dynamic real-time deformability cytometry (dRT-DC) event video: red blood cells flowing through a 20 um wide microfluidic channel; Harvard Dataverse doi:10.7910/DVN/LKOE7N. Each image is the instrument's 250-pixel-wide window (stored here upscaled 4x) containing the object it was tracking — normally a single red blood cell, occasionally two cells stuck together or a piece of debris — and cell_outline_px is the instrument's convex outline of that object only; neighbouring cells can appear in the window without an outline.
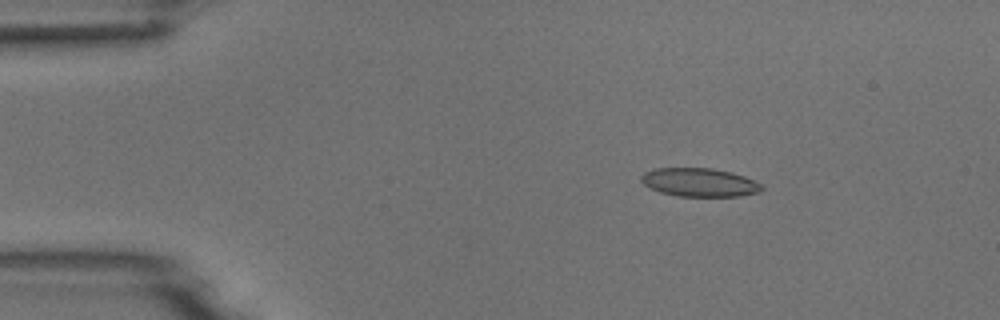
{"species": "common noctule bat (a hibernating species)", "species_latin": "Nyctalus noctula", "temperature_condition": "room temperature", "stored_images_in_passage": 5, "camera_frame_rate_fps": 3000, "um_per_image_px": 0.085, "animal": {"sex": "male", "body_mass_g": 18.8}, "frame": {"image": 1, "passage_image": 3, "time_ms": 2.333, "image_size_px": [1000, 320], "cell_outline_px": [[764, 188], [760, 192], [740, 196], [676, 196], [660, 192], [644, 184], [640, 180], [640, 176], [644, 172], [656, 168], [712, 168], [732, 172], [744, 176], [760, 184]], "centroid_in_image_um": [59.45, 15.5], "position_along_channel_um": 25.6, "area_um2": 20.0}}